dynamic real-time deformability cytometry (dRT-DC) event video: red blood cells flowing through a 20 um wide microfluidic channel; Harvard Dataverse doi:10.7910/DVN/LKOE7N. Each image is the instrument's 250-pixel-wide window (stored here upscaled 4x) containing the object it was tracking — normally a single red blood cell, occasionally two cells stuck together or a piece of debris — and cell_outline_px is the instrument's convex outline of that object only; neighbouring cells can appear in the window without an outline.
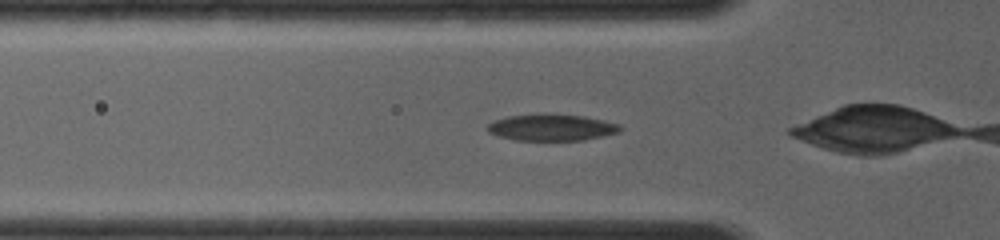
{"species": "common noctule bat (a hibernating species)", "species_latin": "Nyctalus noctula", "temperature_condition": "room temperature", "stored_images_in_passage": 7, "camera_frame_rate_fps": 4000, "um_per_image_px": 0.085, "animal": {"sex": "female", "body_mass_g": 19.0, "forearm_length_mm": 56.7}, "frame": {"image": 1, "passage_image": 4, "time_ms": 0.5, "image_size_px": [1000, 240], "cell_outline_px": [[624, 128], [620, 132], [604, 136], [580, 140], [516, 140], [496, 136], [488, 132], [488, 124], [496, 120], [508, 116], [536, 112], [548, 112], [584, 116], [604, 120], [620, 124]], "centroid_in_image_um": [46.91, 10.8], "position_along_channel_um": 78.9, "area_um2": 21.1}}